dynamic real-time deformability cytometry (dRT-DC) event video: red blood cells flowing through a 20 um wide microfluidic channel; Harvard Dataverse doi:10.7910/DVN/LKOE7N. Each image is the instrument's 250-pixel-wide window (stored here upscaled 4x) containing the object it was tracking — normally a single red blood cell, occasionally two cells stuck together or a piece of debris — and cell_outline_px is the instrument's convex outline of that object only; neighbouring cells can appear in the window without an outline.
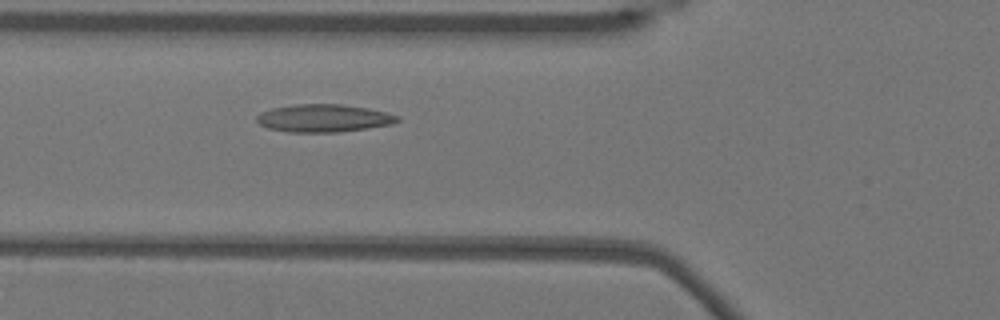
{"species": "Egyptian fruit bat (a non-hibernating species)", "species_latin": "Rousettus aegyptiacus", "temperature_condition": "warm", "stored_images_in_passage": 36, "camera_frame_rate_fps": 3000, "um_per_image_px": 0.085, "animal": {"sex": "female"}, "frame": {"image": 1, "passage_image": 4, "time_ms": 1.0, "image_size_px": [1000, 320], "cell_outline_px": [[400, 120], [392, 124], [368, 128], [340, 132], [288, 132], [268, 128], [260, 124], [256, 120], [256, 116], [260, 112], [272, 108], [296, 104], [340, 104], [368, 108], [400, 116]], "centroid_in_image_um": [27.5, 10.04], "position_along_channel_um": 98.3, "area_um2": 22.77}}
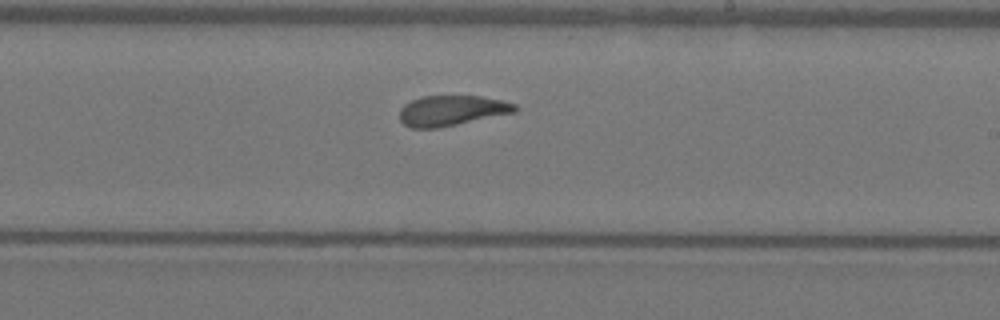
{"frame": {"image": 2, "passage_image": 16, "time_ms": 5.0, "image_size_px": [1000, 320], "cell_outline_px": [[520, 108], [516, 112], [440, 128], [412, 128], [404, 124], [400, 120], [400, 108], [404, 104], [420, 96], [480, 96], [504, 100], [516, 104]], "centroid_in_image_um": [38.42, 9.4], "position_along_channel_um": 250.6, "area_um2": 20.63}}
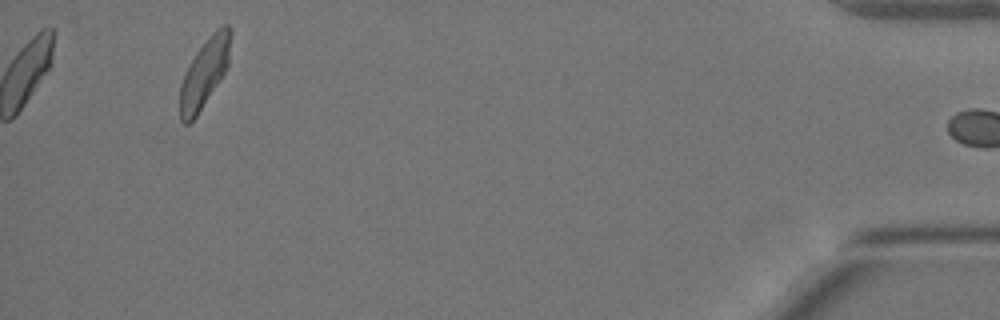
{"frame": {"image": 3, "passage_image": 35, "time_ms": 11.333, "image_size_px": [1000, 320], "cell_outline_px": [[232, 32], [228, 64], [224, 72], [196, 116], [188, 124], [184, 124], [180, 120], [180, 84], [196, 52], [208, 36], [216, 28], [224, 24], [228, 24], [232, 28]], "centroid_in_image_um": [17.4, 6.14], "position_along_channel_um": 417.8, "area_um2": 19.94}, "authors_computed_cell_mechanics": {"area_um2": 21.097, "velocity_mm_per_s": 3.8183, "shape_relaxation_time_tau1_ms": null, "shape_relaxation_time_tau2_ms": 2.4499, "deformation_change_tau1": null, "deformation_change_tau2": 0.0951}}